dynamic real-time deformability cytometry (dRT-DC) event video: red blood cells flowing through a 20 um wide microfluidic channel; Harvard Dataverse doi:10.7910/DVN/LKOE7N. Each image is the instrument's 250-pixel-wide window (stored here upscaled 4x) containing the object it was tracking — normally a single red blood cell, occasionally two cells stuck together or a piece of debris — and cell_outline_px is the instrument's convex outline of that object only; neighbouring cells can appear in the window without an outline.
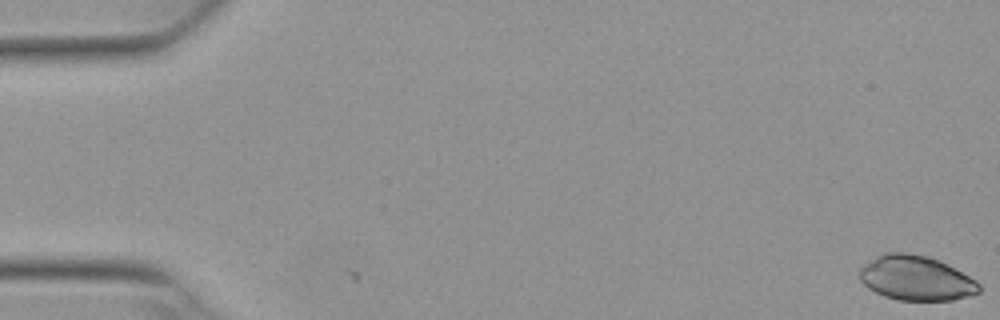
{"species": "Egyptian fruit bat (a non-hibernating species)", "species_latin": "Rousettus aegyptiacus", "temperature_condition": "warm", "stored_images_in_passage": 54, "camera_frame_rate_fps": 3000, "um_per_image_px": 0.085, "animal": {"sex": "female"}, "frame": {"image": 1, "passage_image": 1, "time_ms": 0.0, "image_size_px": [1000, 320], "cell_outline_px": [[980, 292], [968, 296], [952, 300], [896, 300], [884, 296], [868, 288], [860, 280], [860, 268], [864, 264], [876, 256], [884, 252], [908, 252], [928, 256], [948, 264], [976, 280], [980, 284]], "centroid_in_image_um": [77.86, 23.63], "position_along_channel_um": 7.1, "area_um2": 31.27}}
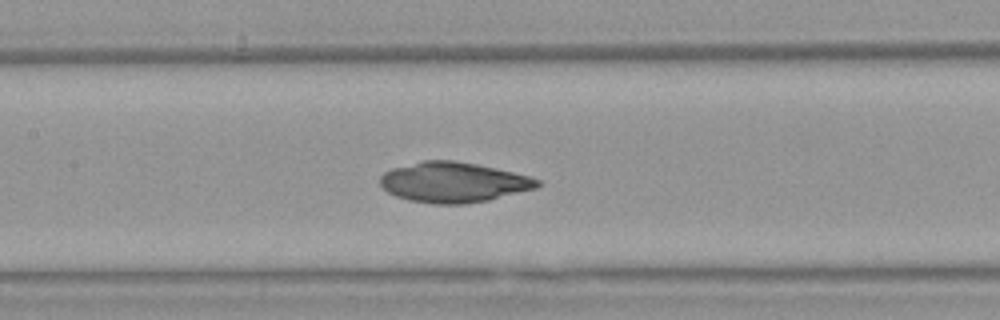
{"frame": {"image": 2, "passage_image": 26, "time_ms": 8.333, "image_size_px": [1000, 320], "cell_outline_px": [[544, 184], [536, 188], [488, 200], [464, 204], [432, 204], [408, 200], [396, 196], [388, 192], [380, 184], [380, 176], [384, 172], [392, 168], [424, 160], [456, 160], [496, 168], [528, 176], [540, 180]], "centroid_in_image_um": [38.54, 15.49], "position_along_channel_um": 168.9, "area_um2": 36.88}}
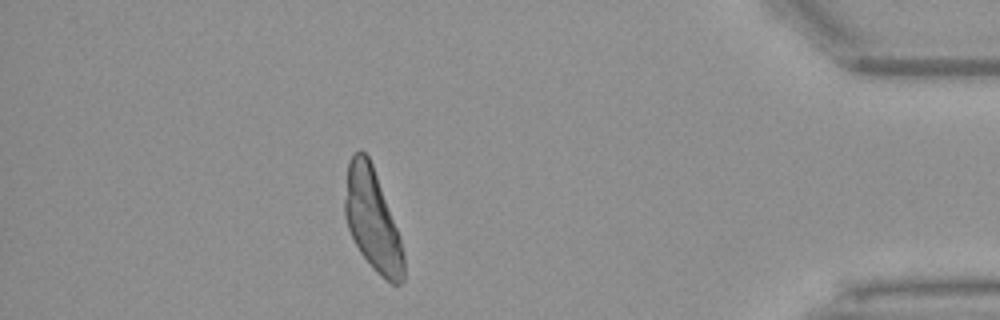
{"frame": {"image": 3, "passage_image": 48, "time_ms": 15.667, "image_size_px": [1000, 320], "cell_outline_px": [[404, 280], [400, 284], [392, 284], [380, 276], [372, 268], [360, 252], [348, 228], [344, 216], [344, 200], [348, 160], [360, 148], [368, 156], [372, 164], [400, 236], [404, 252]], "centroid_in_image_um": [31.65, 18.71], "position_along_channel_um": 403.5, "area_um2": 34.85}}